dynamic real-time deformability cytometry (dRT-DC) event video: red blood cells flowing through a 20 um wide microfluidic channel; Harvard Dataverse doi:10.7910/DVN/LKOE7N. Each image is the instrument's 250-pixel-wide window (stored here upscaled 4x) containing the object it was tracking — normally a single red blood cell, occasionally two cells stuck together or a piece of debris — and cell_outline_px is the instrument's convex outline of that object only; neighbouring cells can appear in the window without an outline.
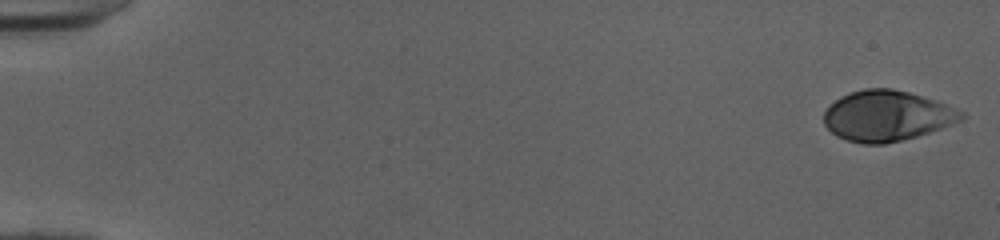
{"species": "human", "species_latin": "Homo sapiens", "temperature_condition": "cold", "stored_images_in_passage": 51, "camera_frame_rate_fps": 3000, "um_per_image_px": 0.085, "donor": {"sex": "female"}, "frame": {"image": 1, "passage_image": 1, "time_ms": 0.0, "image_size_px": [1000, 240], "cell_outline_px": [[968, 116], [964, 120], [916, 136], [884, 144], [864, 144], [848, 140], [836, 136], [824, 124], [824, 112], [840, 96], [864, 88], [892, 88], [908, 92], [936, 100], [956, 108], [964, 112]], "centroid_in_image_um": [75.42, 9.84], "position_along_channel_um": 9.6, "area_um2": 40.34}}
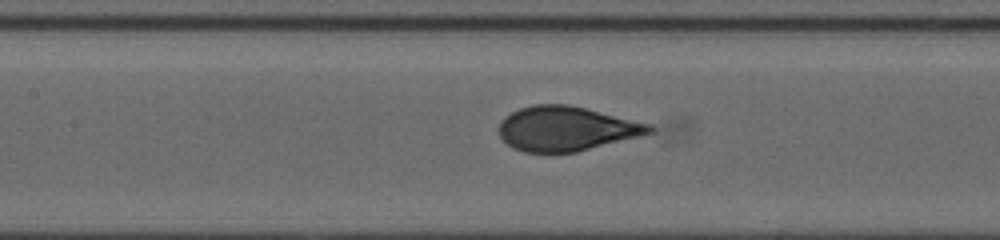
{"frame": {"image": 2, "passage_image": 25, "time_ms": 8.0, "image_size_px": [1000, 240], "cell_outline_px": [[656, 132], [576, 152], [524, 152], [512, 148], [500, 136], [500, 120], [504, 116], [520, 108], [532, 104], [568, 104], [652, 124], [656, 128]], "centroid_in_image_um": [48.16, 10.93], "position_along_channel_um": 159.2, "area_um2": 39.07}}
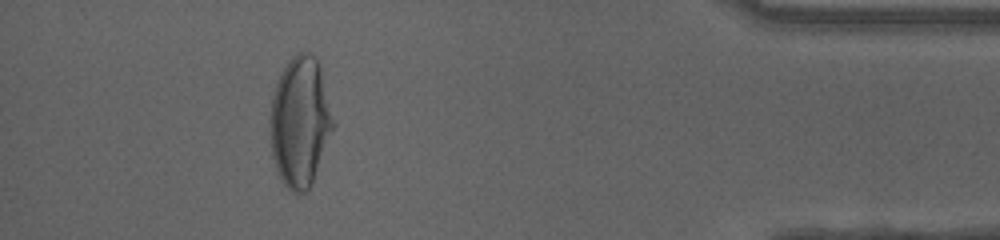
{"frame": {"image": 3, "passage_image": 47, "time_ms": 15.333, "image_size_px": [1000, 240], "cell_outline_px": [[336, 124], [312, 184], [304, 192], [292, 192], [280, 180], [272, 156], [268, 132], [268, 120], [272, 96], [276, 84], [288, 60], [296, 52], [308, 52], [316, 56], [320, 64], [336, 120]], "centroid_in_image_um": [25.52, 10.33], "position_along_channel_um": 409.7, "area_um2": 49.01}, "authors_computed_cell_mechanics": {"area_um2": 40.0554, "velocity_mm_per_s": 4.0172, "shape_relaxation_time_tau1_ms": 5.0955, "shape_relaxation_time_tau2_ms": null, "deformation_change_tau1": 0.241, "deformation_change_tau2": null}}